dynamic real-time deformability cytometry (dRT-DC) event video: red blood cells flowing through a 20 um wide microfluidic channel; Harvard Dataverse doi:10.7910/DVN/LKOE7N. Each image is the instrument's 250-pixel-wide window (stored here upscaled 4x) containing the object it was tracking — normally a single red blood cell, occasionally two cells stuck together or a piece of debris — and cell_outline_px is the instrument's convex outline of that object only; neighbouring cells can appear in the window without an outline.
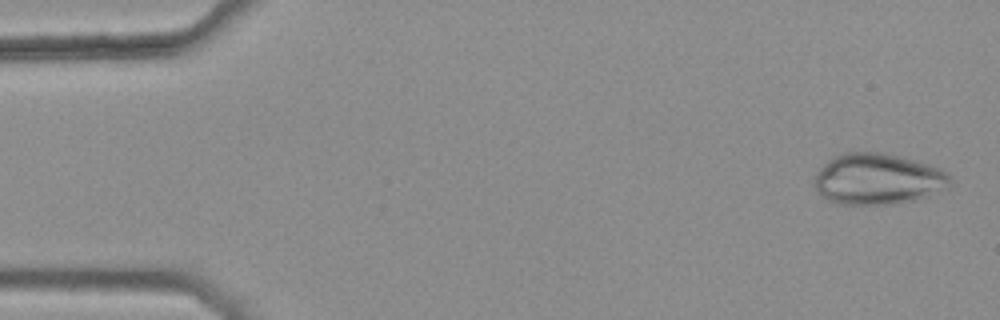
{"species": "common noctule bat (a hibernating species)", "species_latin": "Nyctalus noctula", "temperature_condition": "warm", "stored_images_in_passage": 45, "camera_frame_rate_fps": 3000, "um_per_image_px": 0.085, "animal": {"sex": "female", "body_mass_g": 25.1}, "frame": {"image": 1, "passage_image": 2, "time_ms": 0.333, "image_size_px": [1000, 320], "cell_outline_px": [[952, 184], [920, 200], [892, 204], [840, 204], [828, 200], [816, 192], [812, 184], [812, 180], [816, 172], [832, 156], [844, 152], [884, 152], [900, 156], [928, 164], [940, 168], [948, 172]], "centroid_in_image_um": [74.58, 15.21], "position_along_channel_um": 10.4, "area_um2": 40.98}}
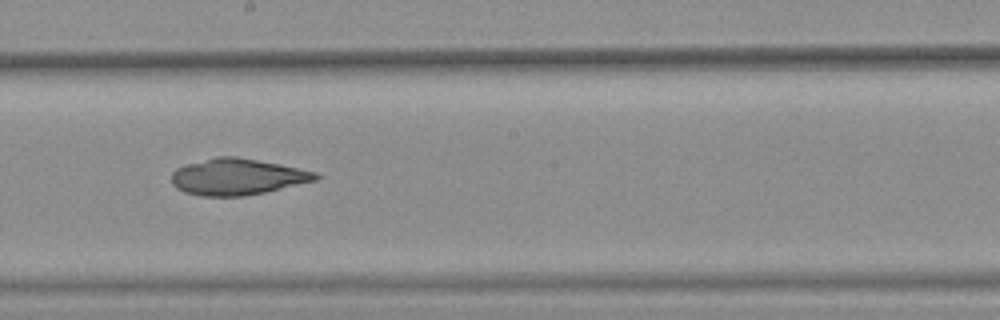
{"frame": {"image": 2, "passage_image": 29, "time_ms": 9.333, "image_size_px": [1000, 320], "cell_outline_px": [[320, 176], [316, 180], [264, 192], [244, 196], [200, 196], [184, 192], [176, 188], [172, 184], [172, 172], [176, 168], [184, 164], [216, 156], [236, 156], [280, 164], [316, 172]], "centroid_in_image_um": [20.12, 15.02], "position_along_channel_um": 228.1, "area_um2": 30.52}}
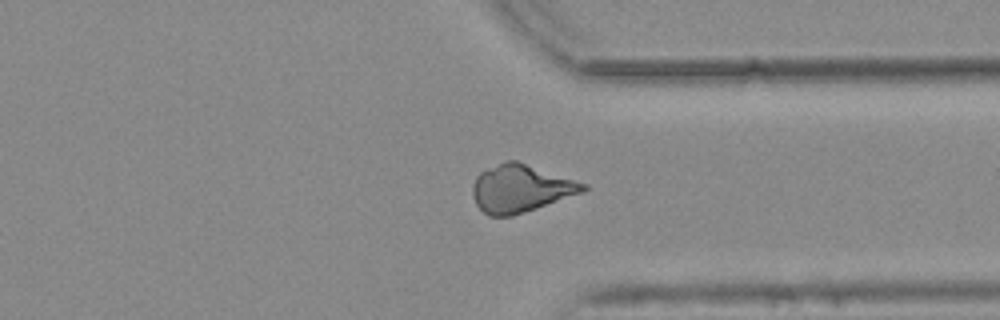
{"frame": {"image": 3, "passage_image": 40, "time_ms": 13.0, "image_size_px": [1000, 320], "cell_outline_px": [[588, 188], [580, 192], [536, 208], [512, 216], [488, 216], [476, 204], [472, 196], [472, 188], [476, 176], [480, 172], [504, 160], [516, 160], [588, 184]], "centroid_in_image_um": [44.21, 16.0], "position_along_channel_um": 367.2, "area_um2": 30.35}}